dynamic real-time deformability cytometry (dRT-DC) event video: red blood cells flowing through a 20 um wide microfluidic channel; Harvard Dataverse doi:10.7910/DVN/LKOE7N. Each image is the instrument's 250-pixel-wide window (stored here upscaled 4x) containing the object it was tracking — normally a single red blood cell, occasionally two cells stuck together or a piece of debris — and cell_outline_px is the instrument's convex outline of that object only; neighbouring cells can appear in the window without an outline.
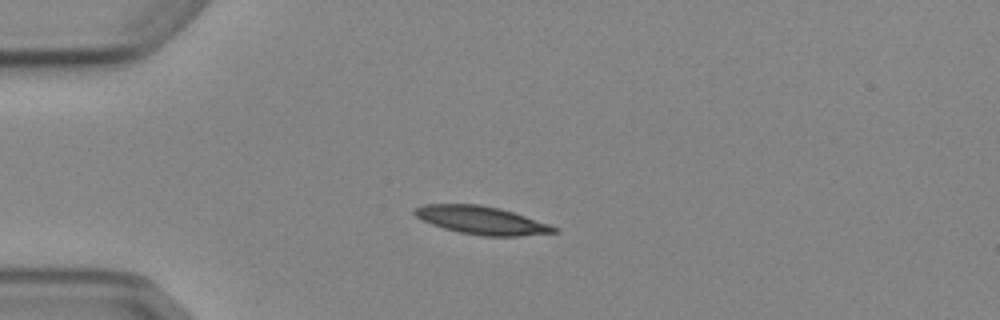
{"species": "Egyptian fruit bat (a non-hibernating species)", "species_latin": "Rousettus aegyptiacus", "temperature_condition": "cold", "stored_images_in_passage": 7, "camera_frame_rate_fps": 3000, "um_per_image_px": 0.085, "animal": {"sex": "female"}, "frame": {"image": 1, "passage_image": 3, "time_ms": 2.333, "image_size_px": [1000, 320], "cell_outline_px": [[560, 232], [520, 236], [484, 236], [460, 232], [444, 228], [432, 224], [416, 216], [412, 212], [412, 208], [424, 204], [480, 204], [500, 208], [560, 228]], "centroid_in_image_um": [40.93, 18.72], "position_along_channel_um": 44.1, "area_um2": 22.72}}
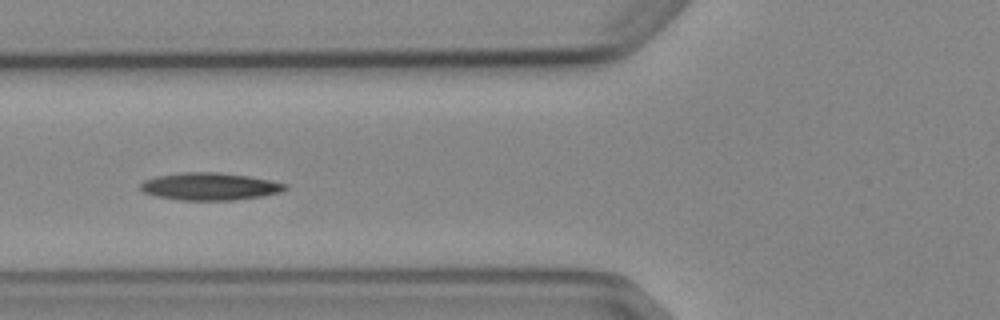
{"frame": {"image": 2, "passage_image": 5, "time_ms": 4.667, "image_size_px": [1000, 320], "cell_outline_px": [[288, 188], [280, 192], [260, 196], [236, 200], [180, 200], [156, 196], [144, 192], [140, 188], [140, 184], [144, 180], [156, 176], [180, 172], [220, 172], [248, 176], [288, 184]], "centroid_in_image_um": [17.81, 15.84], "position_along_channel_um": 108.0, "area_um2": 23.12}}
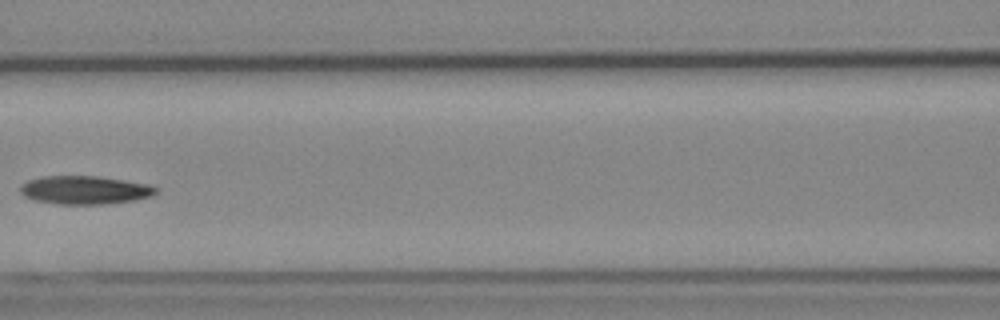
{"frame": {"image": 3, "passage_image": 6, "time_ms": 6.0, "image_size_px": [1000, 320], "cell_outline_px": [[160, 188], [152, 196], [136, 200], [108, 204], [56, 204], [36, 200], [24, 196], [20, 192], [20, 188], [28, 180], [40, 176], [100, 176], [148, 184]], "centroid_in_image_um": [7.25, 16.15], "position_along_channel_um": 159.4, "area_um2": 22.54}}